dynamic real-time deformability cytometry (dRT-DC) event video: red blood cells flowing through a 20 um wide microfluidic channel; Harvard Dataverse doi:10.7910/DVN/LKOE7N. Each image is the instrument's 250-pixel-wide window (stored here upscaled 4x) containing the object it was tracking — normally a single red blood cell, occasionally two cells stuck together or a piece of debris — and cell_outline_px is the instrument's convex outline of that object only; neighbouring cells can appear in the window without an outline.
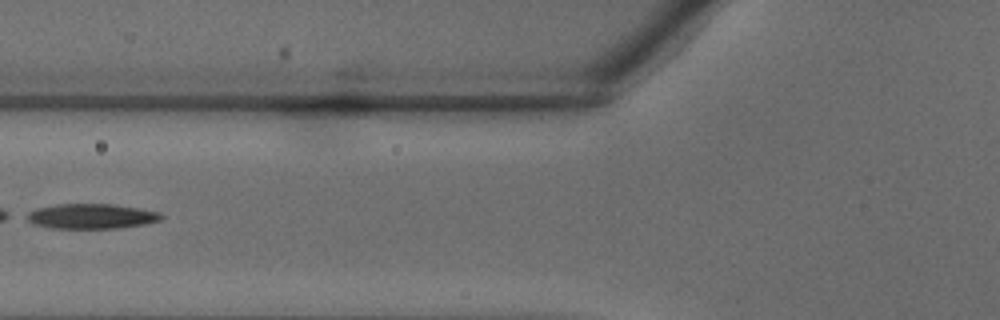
{"species": "common noctule bat (a hibernating species)", "species_latin": "Nyctalus noctula", "temperature_condition": "warm", "stored_images_in_passage": 33, "segment_of_instrument_passage": [2, 2], "camera_frame_rate_fps": 3000, "um_per_image_px": 0.085, "animal": {"sex": "male", "body_mass_g": 18.8}, "frame": {"image": 1, "passage_image": 11, "time_ms": 3.333, "image_size_px": [1000, 320], "cell_outline_px": [[164, 216], [160, 220], [144, 224], [120, 228], [52, 228], [36, 224], [20, 216], [36, 208], [56, 204], [112, 204], [140, 208], [160, 212]], "centroid_in_image_um": [7.74, 18.37], "position_along_channel_um": 118.1, "area_um2": 19.71}}
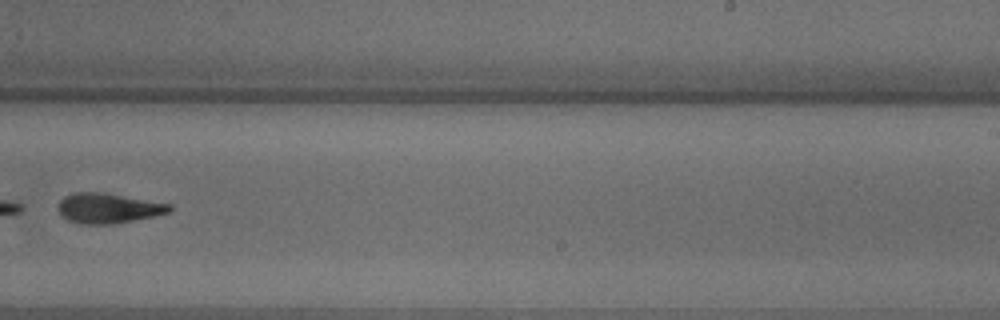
{"frame": {"image": 2, "passage_image": 20, "time_ms": 6.333, "image_size_px": [1000, 320], "cell_outline_px": [[172, 208], [168, 212], [152, 216], [112, 224], [80, 224], [68, 220], [60, 216], [56, 208], [60, 200], [64, 196], [72, 192], [100, 192], [172, 204]], "centroid_in_image_um": [9.11, 17.69], "position_along_channel_um": 279.9, "area_um2": 19.48}}
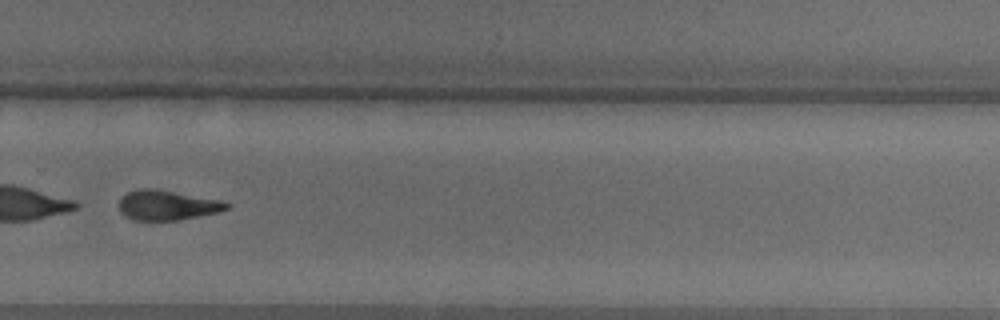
{"frame": {"image": 3, "passage_image": 22, "time_ms": 7.0, "image_size_px": [1000, 320], "cell_outline_px": [[232, 204], [228, 208], [220, 212], [180, 220], [132, 220], [124, 216], [120, 212], [120, 200], [128, 192], [136, 188], [156, 188], [224, 200]], "centroid_in_image_um": [14.26, 17.43], "position_along_channel_um": 315.5, "area_um2": 19.13}}